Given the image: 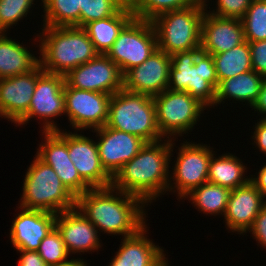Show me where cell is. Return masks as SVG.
Masks as SVG:
<instances>
[{
    "instance_id": "cell-22",
    "label": "cell",
    "mask_w": 266,
    "mask_h": 266,
    "mask_svg": "<svg viewBox=\"0 0 266 266\" xmlns=\"http://www.w3.org/2000/svg\"><path fill=\"white\" fill-rule=\"evenodd\" d=\"M148 226L146 223L135 234L122 238L108 266H162L168 257L163 247L148 238Z\"/></svg>"
},
{
    "instance_id": "cell-42",
    "label": "cell",
    "mask_w": 266,
    "mask_h": 266,
    "mask_svg": "<svg viewBox=\"0 0 266 266\" xmlns=\"http://www.w3.org/2000/svg\"><path fill=\"white\" fill-rule=\"evenodd\" d=\"M251 108H252L251 110H255L252 113L257 112L258 113L257 115L259 116L261 114V119H263L266 116V78L264 79L261 85L258 98Z\"/></svg>"
},
{
    "instance_id": "cell-37",
    "label": "cell",
    "mask_w": 266,
    "mask_h": 266,
    "mask_svg": "<svg viewBox=\"0 0 266 266\" xmlns=\"http://www.w3.org/2000/svg\"><path fill=\"white\" fill-rule=\"evenodd\" d=\"M252 69L266 78V40L249 42Z\"/></svg>"
},
{
    "instance_id": "cell-28",
    "label": "cell",
    "mask_w": 266,
    "mask_h": 266,
    "mask_svg": "<svg viewBox=\"0 0 266 266\" xmlns=\"http://www.w3.org/2000/svg\"><path fill=\"white\" fill-rule=\"evenodd\" d=\"M230 189L206 182L201 186L194 188L187 194L183 200L187 198L193 207L198 209L199 213L211 216H224Z\"/></svg>"
},
{
    "instance_id": "cell-36",
    "label": "cell",
    "mask_w": 266,
    "mask_h": 266,
    "mask_svg": "<svg viewBox=\"0 0 266 266\" xmlns=\"http://www.w3.org/2000/svg\"><path fill=\"white\" fill-rule=\"evenodd\" d=\"M213 5L214 8L210 9L212 3L205 4L206 11L220 17L234 18L241 20L246 13V10L251 5L252 0H216ZM209 6V8H208ZM209 9V10H208ZM211 10V11H210Z\"/></svg>"
},
{
    "instance_id": "cell-41",
    "label": "cell",
    "mask_w": 266,
    "mask_h": 266,
    "mask_svg": "<svg viewBox=\"0 0 266 266\" xmlns=\"http://www.w3.org/2000/svg\"><path fill=\"white\" fill-rule=\"evenodd\" d=\"M260 167L257 176L250 174V181L256 186L257 190L261 193L263 199L266 201V163Z\"/></svg>"
},
{
    "instance_id": "cell-2",
    "label": "cell",
    "mask_w": 266,
    "mask_h": 266,
    "mask_svg": "<svg viewBox=\"0 0 266 266\" xmlns=\"http://www.w3.org/2000/svg\"><path fill=\"white\" fill-rule=\"evenodd\" d=\"M175 141L164 138L146 143L112 177L111 186L139 197L147 206L159 200L168 192L170 157H174Z\"/></svg>"
},
{
    "instance_id": "cell-24",
    "label": "cell",
    "mask_w": 266,
    "mask_h": 266,
    "mask_svg": "<svg viewBox=\"0 0 266 266\" xmlns=\"http://www.w3.org/2000/svg\"><path fill=\"white\" fill-rule=\"evenodd\" d=\"M264 79L263 75L251 70L220 81L216 88L214 106L218 107L228 99V101L232 100V103L238 101L243 106L247 104L251 108L258 98Z\"/></svg>"
},
{
    "instance_id": "cell-6",
    "label": "cell",
    "mask_w": 266,
    "mask_h": 266,
    "mask_svg": "<svg viewBox=\"0 0 266 266\" xmlns=\"http://www.w3.org/2000/svg\"><path fill=\"white\" fill-rule=\"evenodd\" d=\"M105 126L138 136L146 143L164 139L157 126L153 97L124 88L111 95Z\"/></svg>"
},
{
    "instance_id": "cell-39",
    "label": "cell",
    "mask_w": 266,
    "mask_h": 266,
    "mask_svg": "<svg viewBox=\"0 0 266 266\" xmlns=\"http://www.w3.org/2000/svg\"><path fill=\"white\" fill-rule=\"evenodd\" d=\"M260 120V121H258ZM257 120V123H255V125H253V130H255L252 134V145L260 151V153H263V155L265 154L266 156V121H264L263 119L259 118ZM254 141V142H253Z\"/></svg>"
},
{
    "instance_id": "cell-40",
    "label": "cell",
    "mask_w": 266,
    "mask_h": 266,
    "mask_svg": "<svg viewBox=\"0 0 266 266\" xmlns=\"http://www.w3.org/2000/svg\"><path fill=\"white\" fill-rule=\"evenodd\" d=\"M20 253L18 266H48L37 251L16 250Z\"/></svg>"
},
{
    "instance_id": "cell-34",
    "label": "cell",
    "mask_w": 266,
    "mask_h": 266,
    "mask_svg": "<svg viewBox=\"0 0 266 266\" xmlns=\"http://www.w3.org/2000/svg\"><path fill=\"white\" fill-rule=\"evenodd\" d=\"M40 1V0H39ZM37 0H0V33H9L10 28L17 25L20 20L32 13L30 9L36 5Z\"/></svg>"
},
{
    "instance_id": "cell-13",
    "label": "cell",
    "mask_w": 266,
    "mask_h": 266,
    "mask_svg": "<svg viewBox=\"0 0 266 266\" xmlns=\"http://www.w3.org/2000/svg\"><path fill=\"white\" fill-rule=\"evenodd\" d=\"M55 132L67 143L70 160L91 188L111 186L112 177L101 165L96 140L84 136L82 131L72 133L70 130L67 132L66 129H60Z\"/></svg>"
},
{
    "instance_id": "cell-32",
    "label": "cell",
    "mask_w": 266,
    "mask_h": 266,
    "mask_svg": "<svg viewBox=\"0 0 266 266\" xmlns=\"http://www.w3.org/2000/svg\"><path fill=\"white\" fill-rule=\"evenodd\" d=\"M241 22L247 42L266 40V0H252Z\"/></svg>"
},
{
    "instance_id": "cell-8",
    "label": "cell",
    "mask_w": 266,
    "mask_h": 266,
    "mask_svg": "<svg viewBox=\"0 0 266 266\" xmlns=\"http://www.w3.org/2000/svg\"><path fill=\"white\" fill-rule=\"evenodd\" d=\"M153 100L157 126L161 135L166 139H178L179 136H184L183 134L188 135L204 116V110H208L184 91L166 89L154 96Z\"/></svg>"
},
{
    "instance_id": "cell-26",
    "label": "cell",
    "mask_w": 266,
    "mask_h": 266,
    "mask_svg": "<svg viewBox=\"0 0 266 266\" xmlns=\"http://www.w3.org/2000/svg\"><path fill=\"white\" fill-rule=\"evenodd\" d=\"M134 18L126 3L115 15L87 23L83 29L99 54H106L121 30Z\"/></svg>"
},
{
    "instance_id": "cell-16",
    "label": "cell",
    "mask_w": 266,
    "mask_h": 266,
    "mask_svg": "<svg viewBox=\"0 0 266 266\" xmlns=\"http://www.w3.org/2000/svg\"><path fill=\"white\" fill-rule=\"evenodd\" d=\"M170 67L171 56L157 49L145 62L123 75V88L154 97L168 89Z\"/></svg>"
},
{
    "instance_id": "cell-45",
    "label": "cell",
    "mask_w": 266,
    "mask_h": 266,
    "mask_svg": "<svg viewBox=\"0 0 266 266\" xmlns=\"http://www.w3.org/2000/svg\"><path fill=\"white\" fill-rule=\"evenodd\" d=\"M205 4H207L208 2H210L209 0H203Z\"/></svg>"
},
{
    "instance_id": "cell-15",
    "label": "cell",
    "mask_w": 266,
    "mask_h": 266,
    "mask_svg": "<svg viewBox=\"0 0 266 266\" xmlns=\"http://www.w3.org/2000/svg\"><path fill=\"white\" fill-rule=\"evenodd\" d=\"M91 132H93V134L96 133V144L101 165L111 177H113L125 163L136 156L146 144V142L138 136L112 129L105 125Z\"/></svg>"
},
{
    "instance_id": "cell-3",
    "label": "cell",
    "mask_w": 266,
    "mask_h": 266,
    "mask_svg": "<svg viewBox=\"0 0 266 266\" xmlns=\"http://www.w3.org/2000/svg\"><path fill=\"white\" fill-rule=\"evenodd\" d=\"M34 41L40 66L46 73L66 75L71 69L96 58L99 52L81 27L43 26ZM39 42V45H38Z\"/></svg>"
},
{
    "instance_id": "cell-30",
    "label": "cell",
    "mask_w": 266,
    "mask_h": 266,
    "mask_svg": "<svg viewBox=\"0 0 266 266\" xmlns=\"http://www.w3.org/2000/svg\"><path fill=\"white\" fill-rule=\"evenodd\" d=\"M43 25L50 27H80V0H41Z\"/></svg>"
},
{
    "instance_id": "cell-33",
    "label": "cell",
    "mask_w": 266,
    "mask_h": 266,
    "mask_svg": "<svg viewBox=\"0 0 266 266\" xmlns=\"http://www.w3.org/2000/svg\"><path fill=\"white\" fill-rule=\"evenodd\" d=\"M127 0H80V27L115 15Z\"/></svg>"
},
{
    "instance_id": "cell-43",
    "label": "cell",
    "mask_w": 266,
    "mask_h": 266,
    "mask_svg": "<svg viewBox=\"0 0 266 266\" xmlns=\"http://www.w3.org/2000/svg\"><path fill=\"white\" fill-rule=\"evenodd\" d=\"M84 259H81V258H77V259H74V256H73V259H69L65 262H62L58 265H54V266H89V264L85 261H83Z\"/></svg>"
},
{
    "instance_id": "cell-19",
    "label": "cell",
    "mask_w": 266,
    "mask_h": 266,
    "mask_svg": "<svg viewBox=\"0 0 266 266\" xmlns=\"http://www.w3.org/2000/svg\"><path fill=\"white\" fill-rule=\"evenodd\" d=\"M44 73L40 64L32 71L0 79V117L16 123L27 111L37 79Z\"/></svg>"
},
{
    "instance_id": "cell-17",
    "label": "cell",
    "mask_w": 266,
    "mask_h": 266,
    "mask_svg": "<svg viewBox=\"0 0 266 266\" xmlns=\"http://www.w3.org/2000/svg\"><path fill=\"white\" fill-rule=\"evenodd\" d=\"M36 155L56 172L65 187L75 196L85 193L91 187L80 177L70 160L67 143L55 132H41Z\"/></svg>"
},
{
    "instance_id": "cell-12",
    "label": "cell",
    "mask_w": 266,
    "mask_h": 266,
    "mask_svg": "<svg viewBox=\"0 0 266 266\" xmlns=\"http://www.w3.org/2000/svg\"><path fill=\"white\" fill-rule=\"evenodd\" d=\"M65 115L75 131L103 127L108 119L111 95L64 85Z\"/></svg>"
},
{
    "instance_id": "cell-27",
    "label": "cell",
    "mask_w": 266,
    "mask_h": 266,
    "mask_svg": "<svg viewBox=\"0 0 266 266\" xmlns=\"http://www.w3.org/2000/svg\"><path fill=\"white\" fill-rule=\"evenodd\" d=\"M245 165L247 164L235 154L228 152L217 157L213 153L209 163L208 182L230 190L243 186L250 181V175L247 176L248 167Z\"/></svg>"
},
{
    "instance_id": "cell-21",
    "label": "cell",
    "mask_w": 266,
    "mask_h": 266,
    "mask_svg": "<svg viewBox=\"0 0 266 266\" xmlns=\"http://www.w3.org/2000/svg\"><path fill=\"white\" fill-rule=\"evenodd\" d=\"M265 204L266 201L251 181L231 190L223 216L228 233L246 235Z\"/></svg>"
},
{
    "instance_id": "cell-1",
    "label": "cell",
    "mask_w": 266,
    "mask_h": 266,
    "mask_svg": "<svg viewBox=\"0 0 266 266\" xmlns=\"http://www.w3.org/2000/svg\"><path fill=\"white\" fill-rule=\"evenodd\" d=\"M139 197L112 186L91 188L76 197L75 207L98 231L122 238L135 234L146 220V207Z\"/></svg>"
},
{
    "instance_id": "cell-11",
    "label": "cell",
    "mask_w": 266,
    "mask_h": 266,
    "mask_svg": "<svg viewBox=\"0 0 266 266\" xmlns=\"http://www.w3.org/2000/svg\"><path fill=\"white\" fill-rule=\"evenodd\" d=\"M64 85V75L44 72L36 81L28 111L15 123L16 127H25L35 117L43 125L41 132L59 131L54 119L65 115Z\"/></svg>"
},
{
    "instance_id": "cell-25",
    "label": "cell",
    "mask_w": 266,
    "mask_h": 266,
    "mask_svg": "<svg viewBox=\"0 0 266 266\" xmlns=\"http://www.w3.org/2000/svg\"><path fill=\"white\" fill-rule=\"evenodd\" d=\"M9 33H0V79L9 78L34 70L40 64L28 45L8 37ZM33 53V54H32Z\"/></svg>"
},
{
    "instance_id": "cell-18",
    "label": "cell",
    "mask_w": 266,
    "mask_h": 266,
    "mask_svg": "<svg viewBox=\"0 0 266 266\" xmlns=\"http://www.w3.org/2000/svg\"><path fill=\"white\" fill-rule=\"evenodd\" d=\"M55 227L70 256L98 253L103 246L98 229L76 207L57 214Z\"/></svg>"
},
{
    "instance_id": "cell-35",
    "label": "cell",
    "mask_w": 266,
    "mask_h": 266,
    "mask_svg": "<svg viewBox=\"0 0 266 266\" xmlns=\"http://www.w3.org/2000/svg\"><path fill=\"white\" fill-rule=\"evenodd\" d=\"M37 252L48 266L58 265L70 258L62 236L56 227L41 241Z\"/></svg>"
},
{
    "instance_id": "cell-31",
    "label": "cell",
    "mask_w": 266,
    "mask_h": 266,
    "mask_svg": "<svg viewBox=\"0 0 266 266\" xmlns=\"http://www.w3.org/2000/svg\"><path fill=\"white\" fill-rule=\"evenodd\" d=\"M198 0H127L135 18L147 21L156 16L174 10L187 8Z\"/></svg>"
},
{
    "instance_id": "cell-7",
    "label": "cell",
    "mask_w": 266,
    "mask_h": 266,
    "mask_svg": "<svg viewBox=\"0 0 266 266\" xmlns=\"http://www.w3.org/2000/svg\"><path fill=\"white\" fill-rule=\"evenodd\" d=\"M205 11L204 1L198 0L187 8L164 12L151 20L158 49L172 56L199 48Z\"/></svg>"
},
{
    "instance_id": "cell-44",
    "label": "cell",
    "mask_w": 266,
    "mask_h": 266,
    "mask_svg": "<svg viewBox=\"0 0 266 266\" xmlns=\"http://www.w3.org/2000/svg\"><path fill=\"white\" fill-rule=\"evenodd\" d=\"M168 262L170 261L167 260L162 266H170Z\"/></svg>"
},
{
    "instance_id": "cell-14",
    "label": "cell",
    "mask_w": 266,
    "mask_h": 266,
    "mask_svg": "<svg viewBox=\"0 0 266 266\" xmlns=\"http://www.w3.org/2000/svg\"><path fill=\"white\" fill-rule=\"evenodd\" d=\"M65 82L75 89L113 95L123 89V74L106 54H99L71 69L65 75Z\"/></svg>"
},
{
    "instance_id": "cell-29",
    "label": "cell",
    "mask_w": 266,
    "mask_h": 266,
    "mask_svg": "<svg viewBox=\"0 0 266 266\" xmlns=\"http://www.w3.org/2000/svg\"><path fill=\"white\" fill-rule=\"evenodd\" d=\"M218 83L252 69L249 42L245 41L228 51L213 54Z\"/></svg>"
},
{
    "instance_id": "cell-23",
    "label": "cell",
    "mask_w": 266,
    "mask_h": 266,
    "mask_svg": "<svg viewBox=\"0 0 266 266\" xmlns=\"http://www.w3.org/2000/svg\"><path fill=\"white\" fill-rule=\"evenodd\" d=\"M245 35L241 20L220 17L205 11L201 25L200 48L219 54L244 43Z\"/></svg>"
},
{
    "instance_id": "cell-4",
    "label": "cell",
    "mask_w": 266,
    "mask_h": 266,
    "mask_svg": "<svg viewBox=\"0 0 266 266\" xmlns=\"http://www.w3.org/2000/svg\"><path fill=\"white\" fill-rule=\"evenodd\" d=\"M218 79L213 56L196 48L171 56L168 89L184 91L208 111L214 107Z\"/></svg>"
},
{
    "instance_id": "cell-38",
    "label": "cell",
    "mask_w": 266,
    "mask_h": 266,
    "mask_svg": "<svg viewBox=\"0 0 266 266\" xmlns=\"http://www.w3.org/2000/svg\"><path fill=\"white\" fill-rule=\"evenodd\" d=\"M248 232L258 243L257 246H261L266 249V204L256 216L252 227L247 231V233Z\"/></svg>"
},
{
    "instance_id": "cell-5",
    "label": "cell",
    "mask_w": 266,
    "mask_h": 266,
    "mask_svg": "<svg viewBox=\"0 0 266 266\" xmlns=\"http://www.w3.org/2000/svg\"><path fill=\"white\" fill-rule=\"evenodd\" d=\"M18 206L59 214L75 208L76 197L65 187L53 168L36 154L28 166Z\"/></svg>"
},
{
    "instance_id": "cell-9",
    "label": "cell",
    "mask_w": 266,
    "mask_h": 266,
    "mask_svg": "<svg viewBox=\"0 0 266 266\" xmlns=\"http://www.w3.org/2000/svg\"><path fill=\"white\" fill-rule=\"evenodd\" d=\"M180 145L178 149H175V152L178 151L174 162H171L170 157V164L173 163L174 166H172V171H169L167 193L177 194L176 198L178 197L179 202L194 188L208 182L210 158L215 153L214 147H210V144L185 140Z\"/></svg>"
},
{
    "instance_id": "cell-20",
    "label": "cell",
    "mask_w": 266,
    "mask_h": 266,
    "mask_svg": "<svg viewBox=\"0 0 266 266\" xmlns=\"http://www.w3.org/2000/svg\"><path fill=\"white\" fill-rule=\"evenodd\" d=\"M17 208L20 211L15 214L9 230L10 243L15 250L37 251L41 241L55 227L57 214Z\"/></svg>"
},
{
    "instance_id": "cell-10",
    "label": "cell",
    "mask_w": 266,
    "mask_h": 266,
    "mask_svg": "<svg viewBox=\"0 0 266 266\" xmlns=\"http://www.w3.org/2000/svg\"><path fill=\"white\" fill-rule=\"evenodd\" d=\"M157 49V36L152 22L134 17L121 30L106 55L124 75L145 62Z\"/></svg>"
}]
</instances>
